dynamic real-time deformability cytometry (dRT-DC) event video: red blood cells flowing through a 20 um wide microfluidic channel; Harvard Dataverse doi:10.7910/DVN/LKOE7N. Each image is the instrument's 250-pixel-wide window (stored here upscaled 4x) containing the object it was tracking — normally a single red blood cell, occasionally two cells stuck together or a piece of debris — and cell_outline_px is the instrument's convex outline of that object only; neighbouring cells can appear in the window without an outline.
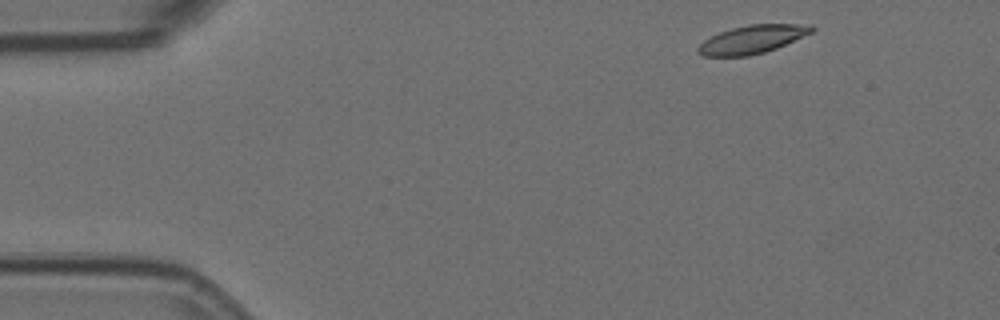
{"species": "Egyptian fruit bat (a non-hibernating species)", "species_latin": "Rousettus aegyptiacus", "temperature_condition": "room temperature", "stored_images_in_passage": 52, "camera_frame_rate_fps": 3000, "um_per_image_px": 0.085, "animal": {"sex": "female"}, "frame": {"image": 1, "passage_image": 2, "time_ms": 0.333, "image_size_px": [1000, 320], "cell_outline_px": [[816, 28], [812, 32], [776, 48], [764, 52], [748, 56], [704, 56], [696, 52], [696, 48], [704, 40], [720, 32], [732, 28], [748, 24], [812, 24]], "centroid_in_image_um": [63.93, 3.34], "position_along_channel_um": 21.1, "area_um2": 18.61}}
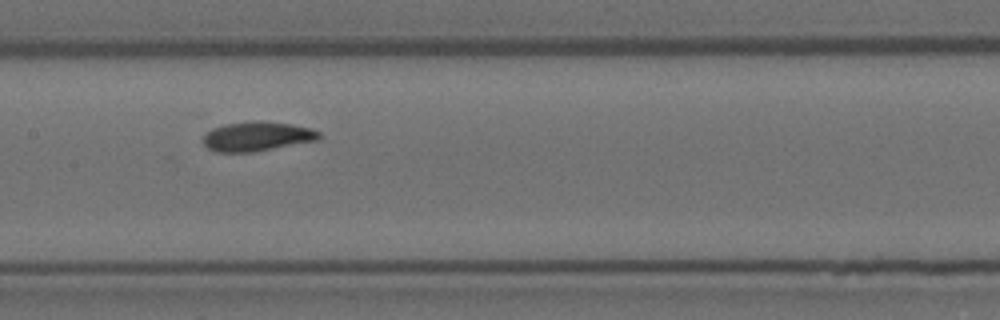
{"frame": {"image": 2, "passage_image": 23, "time_ms": 7.333, "image_size_px": [1000, 320], "cell_outline_px": [[320, 140], [252, 152], [216, 152], [208, 148], [204, 144], [204, 136], [212, 128], [224, 124], [256, 120], [260, 120], [292, 124], [312, 128], [320, 132]], "centroid_in_image_um": [21.88, 11.58], "position_along_channel_um": 185.5, "area_um2": 20.0}}
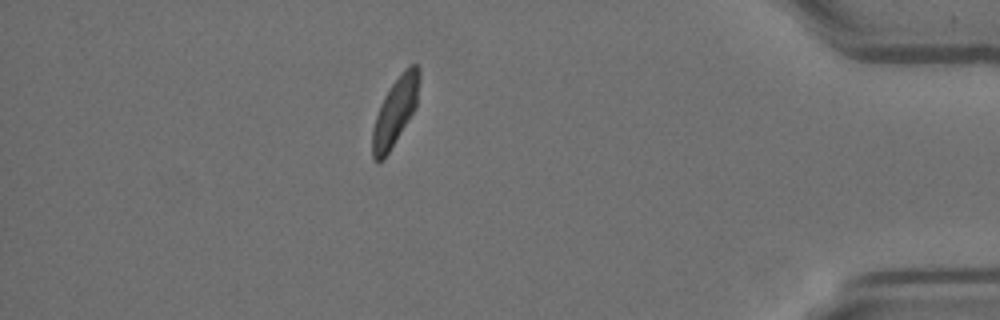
{"frame": {"image": 3, "passage_image": 45, "time_ms": 14.667, "image_size_px": [1000, 320], "cell_outline_px": [[420, 80], [416, 108], [388, 152], [380, 160], [376, 160], [372, 156], [372, 128], [380, 104], [384, 96], [392, 84], [404, 68], [408, 64], [416, 64], [420, 72]], "centroid_in_image_um": [33.61, 9.4], "position_along_channel_um": 401.6, "area_um2": 18.26}, "authors_computed_cell_mechanics": {"area_um2": 19.2763, "velocity_mm_per_s": 3.5387, "shape_relaxation_time_tau1_ms": 6.8949, "shape_relaxation_time_tau2_ms": 1.9866, "deformation_change_tau1": 0.1959, "deformation_change_tau2": 0.0744}}